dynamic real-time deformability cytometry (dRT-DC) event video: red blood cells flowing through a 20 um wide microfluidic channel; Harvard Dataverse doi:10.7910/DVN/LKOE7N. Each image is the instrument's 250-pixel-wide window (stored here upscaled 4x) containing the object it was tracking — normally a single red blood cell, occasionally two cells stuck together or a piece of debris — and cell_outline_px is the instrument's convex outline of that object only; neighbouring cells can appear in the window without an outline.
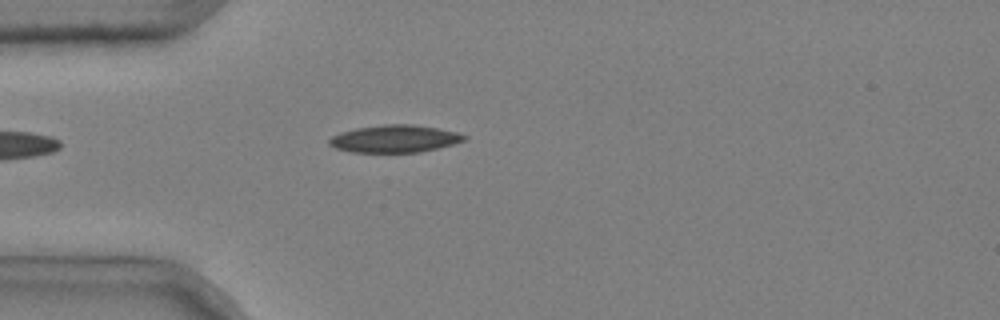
{"species": "common noctule bat (a hibernating species)", "species_latin": "Nyctalus noctula", "temperature_condition": "cold", "stored_images_in_passage": 1, "camera_frame_rate_fps": 3000, "um_per_image_px": 0.085, "animal": {"sex": "male", "body_mass_g": 20.4}, "frame": {"image": 1, "passage_image": 1, "time_ms": 0.0, "image_size_px": [1000, 320], "cell_outline_px": [[468, 136], [464, 140], [452, 144], [420, 152], [352, 152], [336, 148], [328, 144], [328, 140], [332, 136], [340, 132], [356, 128], [384, 124], [412, 124], [436, 128], [456, 132]], "centroid_in_image_um": [33.51, 11.79], "position_along_channel_um": 51.5, "area_um2": 21.39}}